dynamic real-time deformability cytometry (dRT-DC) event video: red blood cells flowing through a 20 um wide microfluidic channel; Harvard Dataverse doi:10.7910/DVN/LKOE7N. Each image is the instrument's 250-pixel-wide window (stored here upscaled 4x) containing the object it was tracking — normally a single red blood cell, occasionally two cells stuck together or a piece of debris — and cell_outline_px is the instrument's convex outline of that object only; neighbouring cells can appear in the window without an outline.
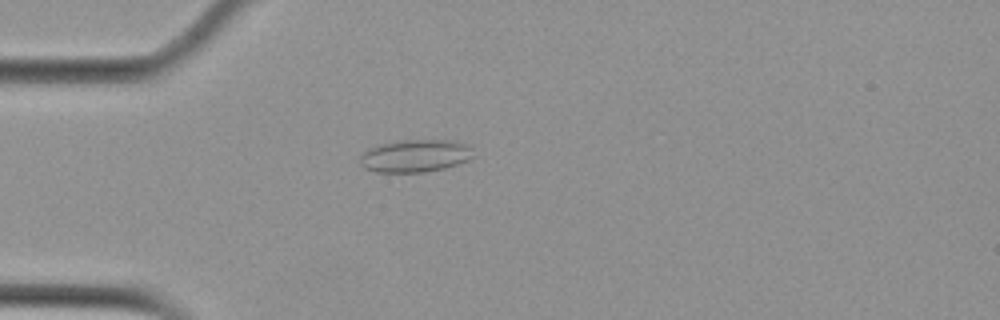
{"species": "Egyptian fruit bat (a non-hibernating species)", "species_latin": "Rousettus aegyptiacus", "temperature_condition": "cold", "stored_images_in_passage": 34, "camera_frame_rate_fps": 3000, "um_per_image_px": 0.085, "animal": {"sex": "female"}, "frame": {"image": 1, "passage_image": 15, "time_ms": 4.667, "image_size_px": [1000, 320], "cell_outline_px": [[476, 156], [468, 160], [444, 168], [424, 172], [376, 172], [364, 168], [360, 164], [360, 152], [376, 144], [400, 140], [456, 140], [468, 144], [472, 148]], "centroid_in_image_um": [35.28, 13.23], "position_along_channel_um": 49.7, "area_um2": 22.02}}
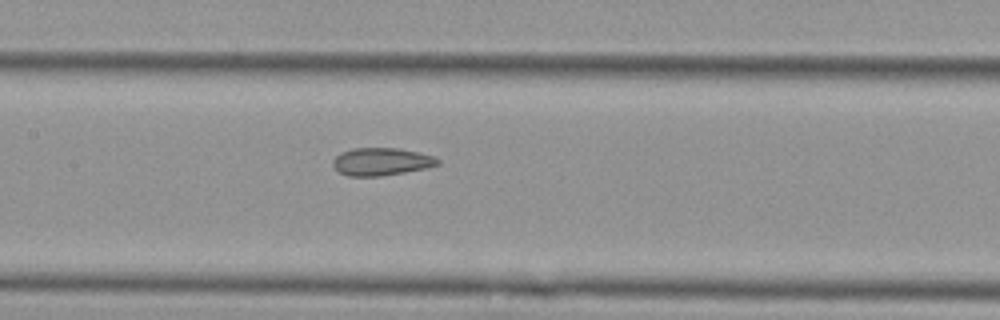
{"frame": {"image": 2, "passage_image": 26, "time_ms": 8.333, "image_size_px": [1000, 320], "cell_outline_px": [[440, 164], [428, 168], [380, 176], [348, 176], [340, 172], [332, 164], [332, 160], [340, 152], [352, 148], [396, 148], [416, 152], [432, 156], [440, 160]], "centroid_in_image_um": [32.4, 13.74], "position_along_channel_um": 175.0, "area_um2": 16.82}}
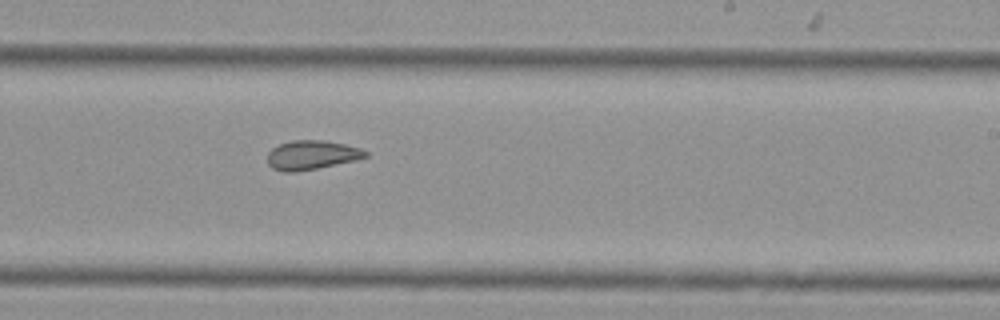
{"frame": {"image": 3, "passage_image": 33, "time_ms": 10.667, "image_size_px": [1000, 320], "cell_outline_px": [[368, 156], [356, 160], [296, 172], [280, 172], [272, 168], [268, 164], [268, 152], [272, 148], [280, 144], [292, 140], [324, 140], [344, 144], [360, 148], [368, 152]], "centroid_in_image_um": [26.47, 13.18], "position_along_channel_um": 262.5, "area_um2": 16.65}}